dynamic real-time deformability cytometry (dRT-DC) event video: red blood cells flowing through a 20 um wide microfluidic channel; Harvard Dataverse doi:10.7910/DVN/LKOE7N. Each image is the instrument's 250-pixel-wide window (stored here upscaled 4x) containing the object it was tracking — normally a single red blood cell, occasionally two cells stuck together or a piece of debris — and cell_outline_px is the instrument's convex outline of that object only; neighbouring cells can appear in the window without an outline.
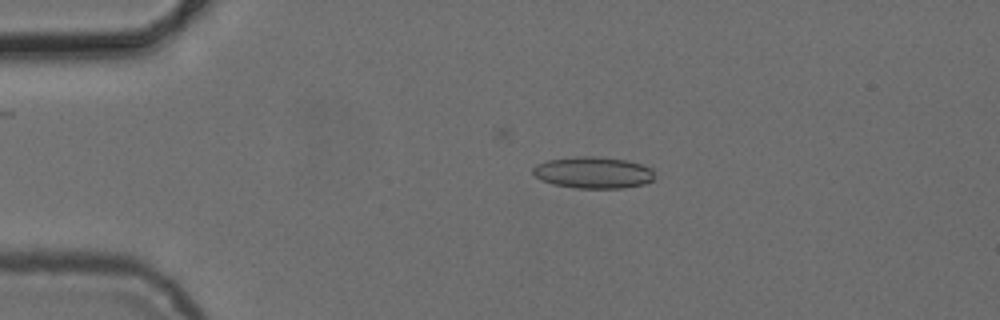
{"species": "common noctule bat (a hibernating species)", "species_latin": "Nyctalus noctula", "temperature_condition": "cold", "stored_images_in_passage": 3, "camera_frame_rate_fps": 3000, "um_per_image_px": 0.085, "animal": {"sex": "female", "body_mass_g": 24.6, "forearm_length_mm": 56.2}, "frame": {"image": 1, "passage_image": 2, "time_ms": 1.333, "image_size_px": [1000, 320], "cell_outline_px": [[652, 180], [644, 184], [624, 188], [576, 188], [552, 184], [540, 180], [532, 172], [532, 168], [536, 164], [548, 160], [576, 156], [600, 156], [624, 160], [640, 164], [652, 168]], "centroid_in_image_um": [50.38, 14.67], "position_along_channel_um": 34.6, "area_um2": 22.43}}